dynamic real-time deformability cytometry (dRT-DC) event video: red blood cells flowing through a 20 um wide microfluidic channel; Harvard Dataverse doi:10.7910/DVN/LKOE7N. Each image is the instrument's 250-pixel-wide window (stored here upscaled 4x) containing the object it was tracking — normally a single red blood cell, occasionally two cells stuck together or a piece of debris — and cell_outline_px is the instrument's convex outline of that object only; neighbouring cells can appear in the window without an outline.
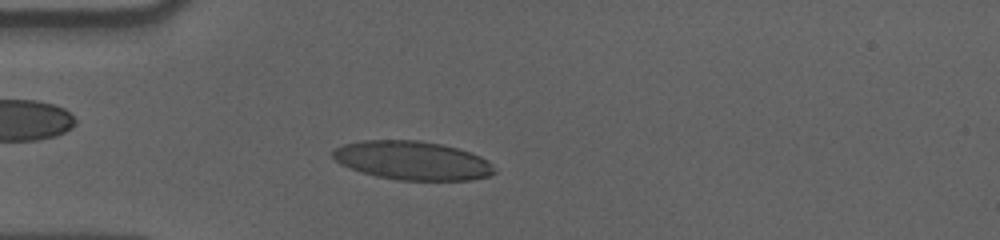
{"species": "human", "species_latin": "Homo sapiens", "temperature_condition": "cold", "stored_images_in_passage": 49, "camera_frame_rate_fps": 3000, "um_per_image_px": 0.085, "donor": {"sex": "male"}, "frame": {"image": 1, "passage_image": 12, "time_ms": 3.667, "image_size_px": [1000, 240], "cell_outline_px": [[496, 172], [488, 176], [472, 180], [396, 180], [376, 176], [340, 164], [332, 156], [332, 148], [344, 144], [364, 140], [420, 140], [444, 144], [480, 156], [488, 160], [496, 168]], "centroid_in_image_um": [35.07, 13.64], "position_along_channel_um": 49.9, "area_um2": 36.59}}
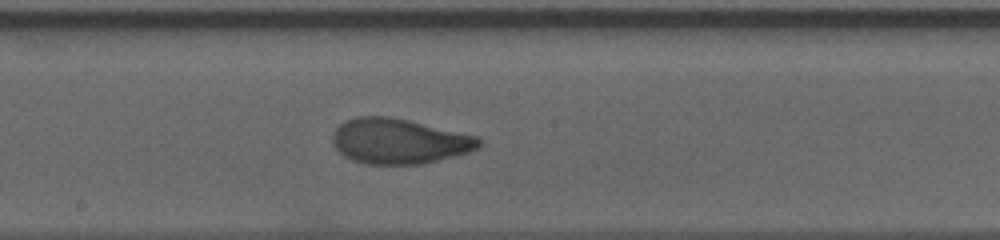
{"frame": {"image": 2, "passage_image": 27, "time_ms": 8.667, "image_size_px": [1000, 240], "cell_outline_px": [[484, 140], [480, 148], [468, 152], [424, 164], [364, 164], [352, 160], [344, 156], [332, 144], [332, 132], [344, 120], [356, 116], [388, 116], [408, 120], [480, 136]], "centroid_in_image_um": [33.94, 11.99], "position_along_channel_um": 214.3, "area_um2": 39.07}}
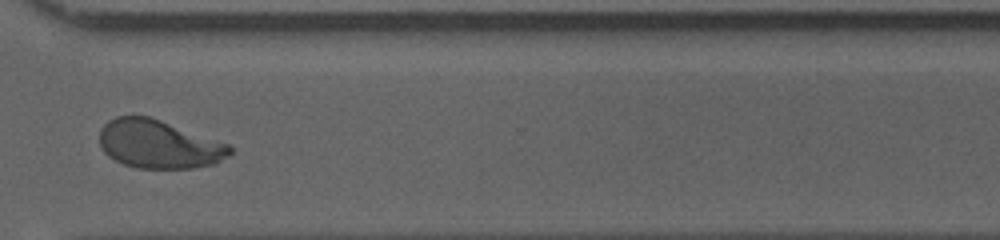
{"frame": {"image": 3, "passage_image": 39, "time_ms": 12.667, "image_size_px": [1000, 240], "cell_outline_px": [[232, 152], [228, 156], [216, 164], [192, 168], [136, 168], [124, 164], [108, 156], [100, 148], [100, 128], [108, 120], [116, 116], [152, 116], [228, 144], [232, 148]], "centroid_in_image_um": [13.49, 12.25], "position_along_channel_um": 357.1, "area_um2": 36.99}, "authors_computed_cell_mechanics": {"area_um2": 37.2232, "velocity_mm_per_s": 3.5666, "shape_relaxation_time_tau1_ms": 4.9214, "shape_relaxation_time_tau2_ms": 0.9191, "deformation_change_tau1": 0.1941, "deformation_change_tau2": 0.0657}}